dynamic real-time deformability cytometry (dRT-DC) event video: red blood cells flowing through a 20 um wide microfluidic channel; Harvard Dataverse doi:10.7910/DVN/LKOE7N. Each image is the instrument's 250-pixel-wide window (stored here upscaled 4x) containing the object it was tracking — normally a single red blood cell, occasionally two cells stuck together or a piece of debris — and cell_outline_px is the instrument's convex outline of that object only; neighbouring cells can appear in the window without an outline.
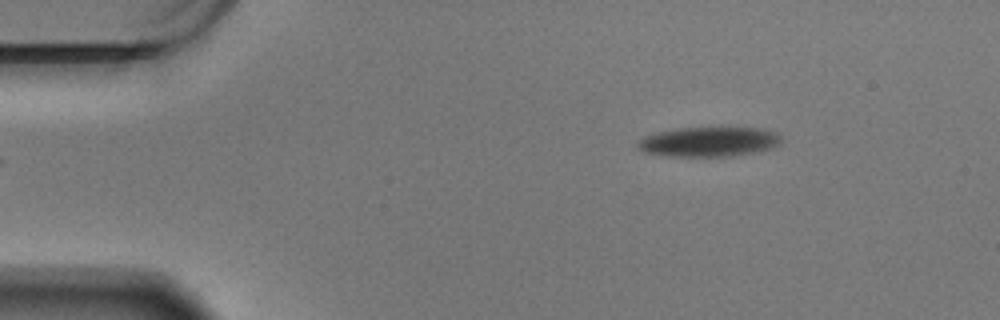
{"species": "Egyptian fruit bat (a non-hibernating species)", "species_latin": "Rousettus aegyptiacus", "temperature_condition": "warm", "stored_images_in_passage": 52, "camera_frame_rate_fps": 3000, "um_per_image_px": 0.085, "animal": {"sex": "male"}, "frame": {"image": 1, "passage_image": 1, "time_ms": 0.0, "image_size_px": [1000, 320], "cell_outline_px": [[780, 140], [776, 144], [768, 148], [756, 152], [732, 156], [668, 156], [644, 152], [636, 144], [644, 136], [660, 132], [680, 128], [720, 124], [764, 128], [776, 132], [780, 136]], "centroid_in_image_um": [60.3, 11.99], "position_along_channel_um": 24.7, "area_um2": 25.66}}
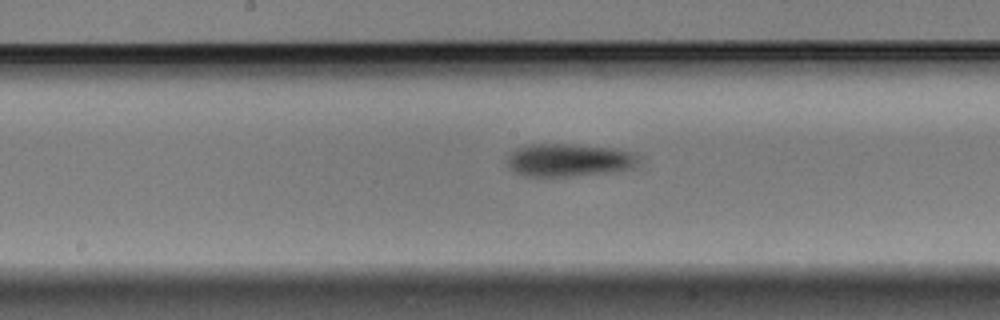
{"frame": {"image": 2, "passage_image": 23, "time_ms": 7.333, "image_size_px": [1000, 320], "cell_outline_px": [[636, 160], [632, 168], [604, 172], [568, 176], [524, 176], [508, 168], [504, 164], [508, 152], [516, 148], [528, 144], [576, 144], [616, 148], [632, 152], [636, 156]], "centroid_in_image_um": [48.22, 13.58], "position_along_channel_um": 200.0, "area_um2": 25.2}}
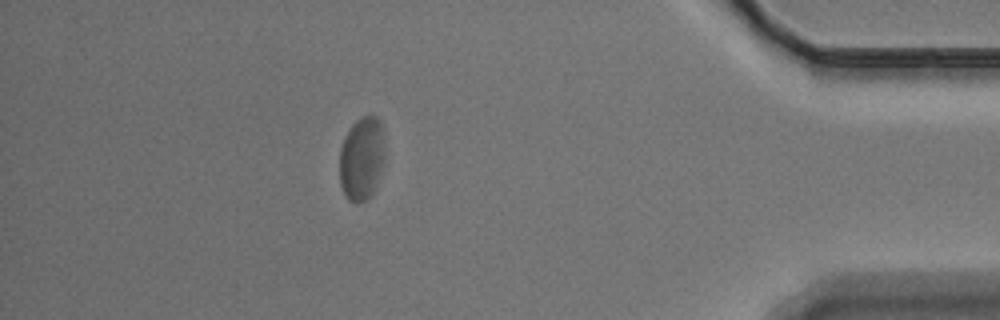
{"frame": {"image": 3, "passage_image": 45, "time_ms": 14.667, "image_size_px": [1000, 320], "cell_outline_px": [[384, 160], [376, 188], [368, 200], [356, 204], [348, 200], [340, 184], [340, 148], [344, 136], [352, 124], [356, 120], [364, 116], [376, 116], [380, 120], [384, 132]], "centroid_in_image_um": [30.76, 13.49], "position_along_channel_um": 404.4, "area_um2": 22.48}, "authors_computed_cell_mechanics": {"area_um2": 25.3453, "velocity_mm_per_s": 3.38, "shape_relaxation_time_tau1_ms": 4.2448, "shape_relaxation_time_tau2_ms": 4.7158, "deformation_change_tau1": 0.1039, "deformation_change_tau2": 0.1073}}